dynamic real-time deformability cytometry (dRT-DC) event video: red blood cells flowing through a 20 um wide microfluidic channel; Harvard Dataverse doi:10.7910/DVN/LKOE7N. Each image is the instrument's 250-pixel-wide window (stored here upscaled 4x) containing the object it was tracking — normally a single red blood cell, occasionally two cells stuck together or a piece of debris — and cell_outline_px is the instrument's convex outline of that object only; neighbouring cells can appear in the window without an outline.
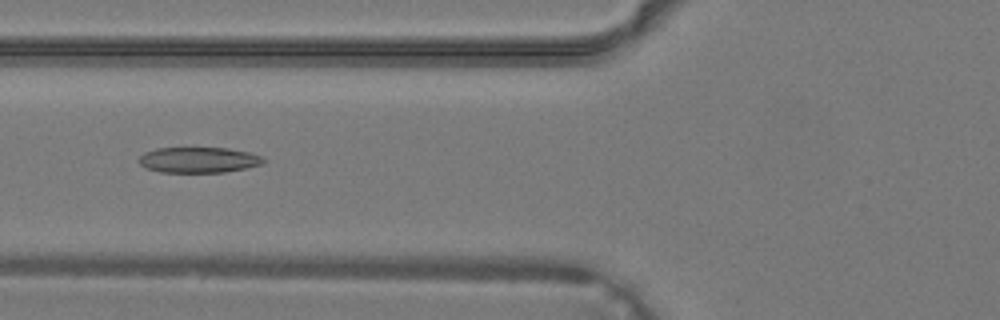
{"species": "common noctule bat (a hibernating species)", "species_latin": "Nyctalus noctula", "temperature_condition": "warm", "stored_images_in_passage": 8, "camera_frame_rate_fps": 3000, "um_per_image_px": 0.085, "animal": {"sex": "male", "body_mass_g": 19.2, "forearm_length_mm": 51.8}, "frame": {"image": 1, "passage_image": 4, "time_ms": 1.0, "image_size_px": [1000, 320], "cell_outline_px": [[268, 160], [264, 164], [224, 172], [160, 172], [144, 168], [140, 164], [140, 156], [144, 152], [156, 148], [228, 148], [248, 152], [260, 156]], "centroid_in_image_um": [16.88, 13.59], "position_along_channel_um": 108.9, "area_um2": 18.61}}
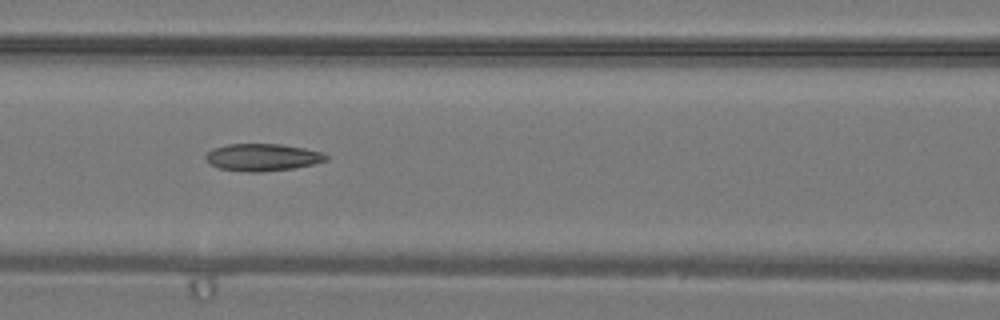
{"frame": {"image": 2, "passage_image": 6, "time_ms": 1.667, "image_size_px": [1000, 320], "cell_outline_px": [[328, 160], [312, 164], [292, 168], [260, 172], [248, 172], [220, 168], [212, 164], [204, 156], [212, 148], [228, 144], [280, 144], [304, 148], [320, 152], [328, 156]], "centroid_in_image_um": [22.3, 13.36], "position_along_channel_um": 144.3, "area_um2": 18.84}}
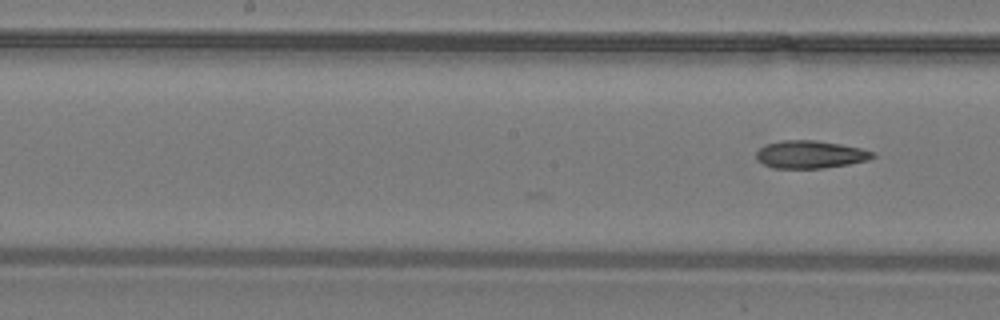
{"frame": {"image": 3, "passage_image": 8, "time_ms": 2.333, "image_size_px": [1000, 320], "cell_outline_px": [[876, 156], [868, 160], [848, 164], [824, 168], [772, 168], [756, 160], [756, 152], [760, 148], [768, 144], [784, 140], [816, 140], [840, 144], [860, 148], [876, 152]], "centroid_in_image_um": [68.89, 13.13], "position_along_channel_um": 179.3, "area_um2": 18.79}}